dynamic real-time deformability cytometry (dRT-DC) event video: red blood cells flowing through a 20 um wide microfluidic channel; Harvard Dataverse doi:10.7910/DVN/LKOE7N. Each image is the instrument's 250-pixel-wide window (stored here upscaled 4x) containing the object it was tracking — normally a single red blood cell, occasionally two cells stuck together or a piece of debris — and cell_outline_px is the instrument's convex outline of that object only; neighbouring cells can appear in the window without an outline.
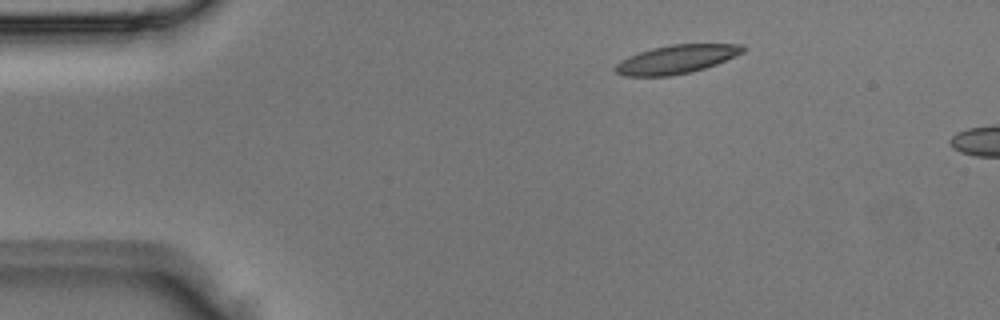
{"species": "Egyptian fruit bat (a non-hibernating species)", "species_latin": "Rousettus aegyptiacus", "temperature_condition": "room temperature", "stored_images_in_passage": 3, "camera_frame_rate_fps": 3000, "um_per_image_px": 0.085, "animal": {"sex": "male"}, "frame": {"image": 1, "passage_image": 1, "time_ms": 0.0, "image_size_px": [1000, 320], "cell_outline_px": [[748, 48], [744, 52], [716, 64], [692, 72], [672, 76], [624, 76], [616, 72], [616, 64], [620, 60], [628, 56], [652, 48], [672, 44], [744, 44]], "centroid_in_image_um": [57.53, 5.03], "position_along_channel_um": 27.5, "area_um2": 21.27}}